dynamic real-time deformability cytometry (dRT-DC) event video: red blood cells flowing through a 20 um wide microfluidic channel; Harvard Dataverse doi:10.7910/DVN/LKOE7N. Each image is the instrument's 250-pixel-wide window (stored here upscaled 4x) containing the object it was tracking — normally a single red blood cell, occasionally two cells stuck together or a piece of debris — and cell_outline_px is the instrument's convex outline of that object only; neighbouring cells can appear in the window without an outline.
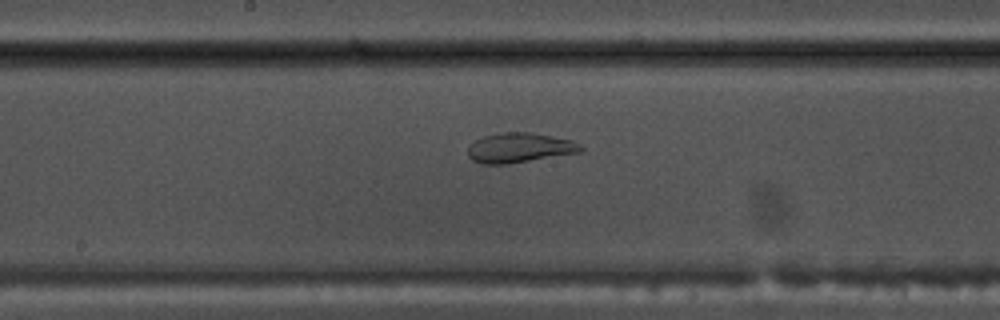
{"species": "common noctule bat (a hibernating species)", "species_latin": "Nyctalus noctula", "temperature_condition": "warm", "stored_images_in_passage": 44, "camera_frame_rate_fps": 3000, "um_per_image_px": 0.085, "animal": {"sex": "male", "body_mass_g": 17.5, "forearm_length_mm": 52.3}, "frame": {"image": 1, "passage_image": 19, "time_ms": 6.0, "image_size_px": [1000, 320], "cell_outline_px": [[584, 148], [580, 152], [508, 164], [480, 164], [472, 160], [468, 156], [468, 148], [476, 140], [484, 136], [504, 132], [532, 132], [572, 140], [580, 144]], "centroid_in_image_um": [44.16, 12.56], "position_along_channel_um": 204.0, "area_um2": 19.54}}
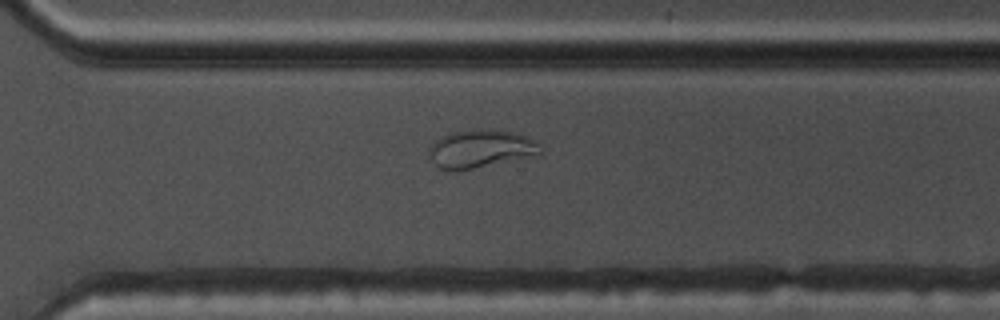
{"frame": {"image": 2, "passage_image": 29, "time_ms": 9.333, "image_size_px": [1000, 320], "cell_outline_px": [[544, 152], [472, 168], [452, 172], [448, 172], [440, 168], [436, 164], [428, 152], [428, 148], [440, 136], [452, 132], [480, 128], [492, 128], [516, 132], [528, 136], [536, 140], [540, 144]], "centroid_in_image_um": [40.84, 12.6], "position_along_channel_um": 329.8, "area_um2": 24.68}}
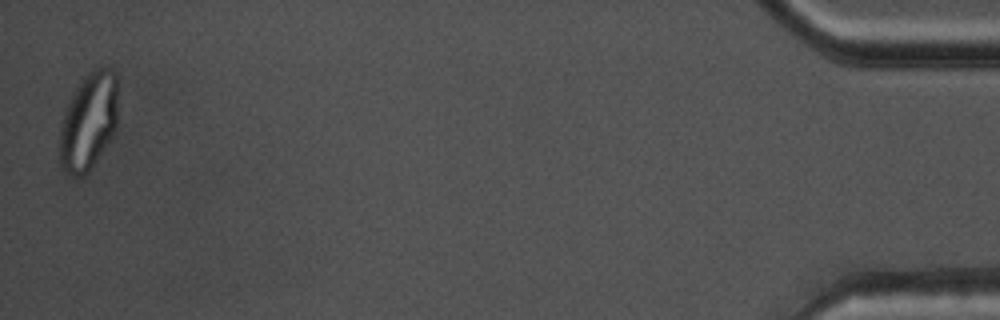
{"frame": {"image": 3, "passage_image": 44, "time_ms": 14.333, "image_size_px": [1000, 320], "cell_outline_px": [[116, 128], [108, 144], [88, 172], [84, 176], [72, 176], [64, 172], [60, 164], [56, 148], [60, 128], [64, 112], [72, 96], [88, 72], [96, 64], [112, 68], [116, 72]], "centroid_in_image_um": [7.5, 10.35], "position_along_channel_um": 427.7, "area_um2": 33.64}, "authors_computed_cell_mechanics": {"area_um2": 26.5302, "velocity_mm_per_s": 3.7791, "shape_relaxation_time_tau1_ms": null, "shape_relaxation_time_tau2_ms": 0.847, "deformation_change_tau1": null, "deformation_change_tau2": 0.0726}}